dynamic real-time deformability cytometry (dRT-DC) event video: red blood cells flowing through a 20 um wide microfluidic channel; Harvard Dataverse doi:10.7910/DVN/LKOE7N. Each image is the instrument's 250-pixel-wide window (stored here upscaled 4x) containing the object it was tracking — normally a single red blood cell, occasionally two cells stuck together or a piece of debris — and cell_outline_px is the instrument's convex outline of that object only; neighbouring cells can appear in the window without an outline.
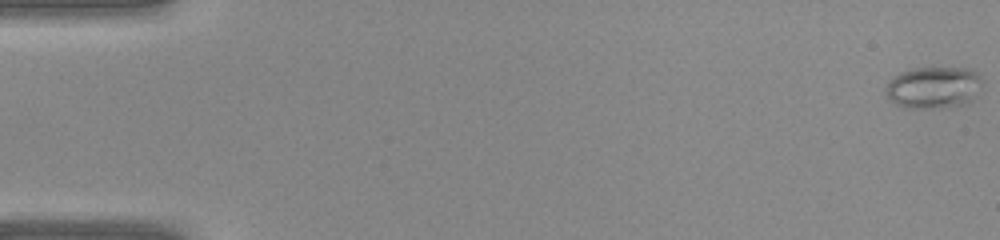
{"species": "common noctule bat (a hibernating species)", "species_latin": "Nyctalus noctula", "temperature_condition": "warm", "stored_images_in_passage": 29, "camera_frame_rate_fps": 3000, "um_per_image_px": 0.085, "animal": {"sex": "female", "body_mass_g": 22.0, "forearm_length_mm": 56.7}, "frame": {"image": 1, "passage_image": 1, "time_ms": 0.0, "image_size_px": [1000, 240], "cell_outline_px": [[984, 80], [972, 100], [960, 104], [916, 108], [904, 108], [896, 104], [888, 96], [884, 88], [888, 80], [892, 76], [900, 72], [912, 68], [968, 68], [976, 72]], "centroid_in_image_um": [79.31, 7.4], "position_along_channel_um": 5.7, "area_um2": 23.29}}
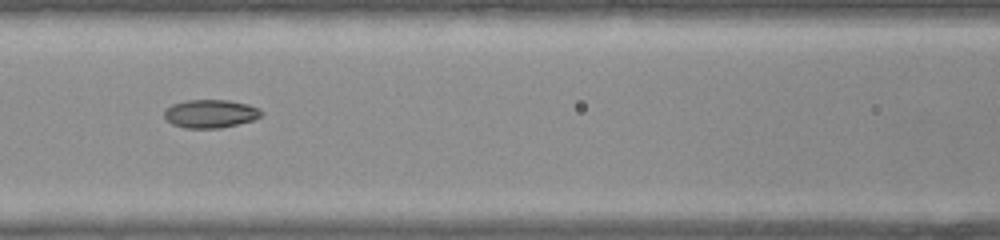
{"frame": {"image": 2, "passage_image": 19, "time_ms": 6.0, "image_size_px": [1000, 240], "cell_outline_px": [[264, 116], [252, 120], [220, 128], [184, 128], [172, 124], [164, 116], [164, 112], [172, 104], [188, 100], [228, 100], [248, 104], [260, 108], [264, 112]], "centroid_in_image_um": [17.93, 9.66], "position_along_channel_um": 148.7, "area_um2": 16.01}}
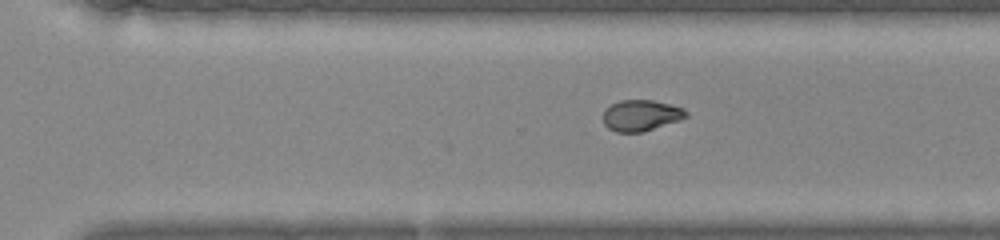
{"frame": {"image": 3, "passage_image": 29, "time_ms": 9.333, "image_size_px": [1000, 240], "cell_outline_px": [[688, 116], [680, 120], [644, 132], [616, 132], [608, 128], [604, 124], [604, 112], [612, 104], [620, 100], [652, 100], [684, 108], [688, 112]], "centroid_in_image_um": [54.52, 9.82], "position_along_channel_um": 316.1, "area_um2": 14.97}}